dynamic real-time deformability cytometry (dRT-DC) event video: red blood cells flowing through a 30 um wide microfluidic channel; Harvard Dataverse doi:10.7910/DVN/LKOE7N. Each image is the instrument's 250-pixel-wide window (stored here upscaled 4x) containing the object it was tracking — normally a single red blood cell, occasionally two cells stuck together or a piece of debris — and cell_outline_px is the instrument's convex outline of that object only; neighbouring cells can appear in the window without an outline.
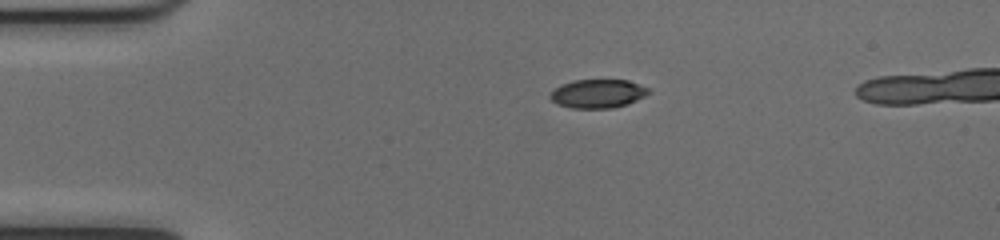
{"species": "common noctule bat (a hibernating species)", "species_latin": "Nyctalus noctula", "temperature_condition": "cold", "stored_images_in_passage": 39, "camera_frame_rate_fps": 3000, "um_per_image_px": 0.085, "animal": {"sex": "female", "body_mass_g": 17.0, "forearm_length_mm": 48.0}, "frame": {"image": 1, "passage_image": 1, "time_ms": 0.0, "image_size_px": [1000, 240], "cell_outline_px": [[652, 92], [628, 104], [612, 108], [572, 108], [556, 104], [548, 96], [560, 84], [572, 80], [628, 80], [648, 88]], "centroid_in_image_um": [50.8, 7.96], "position_along_channel_um": 34.2, "area_um2": 16.47}}
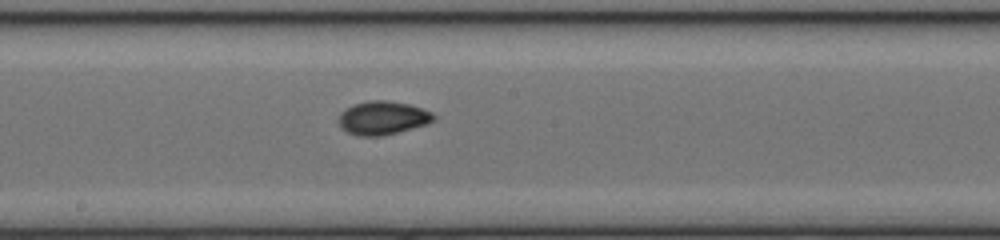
{"frame": {"image": 2, "passage_image": 18, "time_ms": 5.667, "image_size_px": [1000, 240], "cell_outline_px": [[436, 120], [428, 124], [380, 136], [356, 136], [340, 128], [340, 112], [352, 104], [368, 100], [388, 100], [408, 104], [432, 112], [436, 116]], "centroid_in_image_um": [32.53, 10.01], "position_along_channel_um": 215.7, "area_um2": 18.61}}
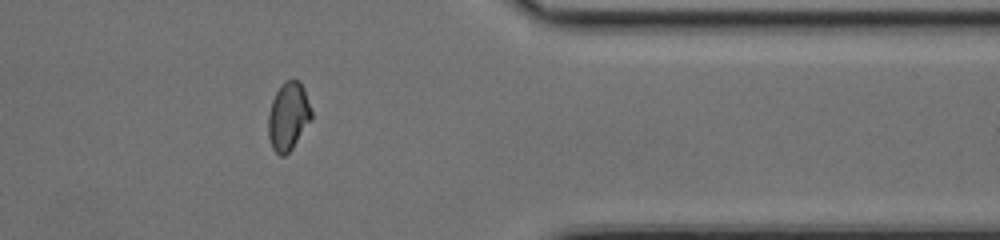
{"frame": {"image": 3, "passage_image": 32, "time_ms": 10.333, "image_size_px": [1000, 240], "cell_outline_px": [[312, 120], [292, 148], [284, 156], [280, 156], [272, 148], [268, 136], [268, 112], [272, 100], [276, 92], [284, 80], [300, 80], [304, 88], [312, 112]], "centroid_in_image_um": [24.5, 9.88], "position_along_channel_um": 386.9, "area_um2": 17.28}}